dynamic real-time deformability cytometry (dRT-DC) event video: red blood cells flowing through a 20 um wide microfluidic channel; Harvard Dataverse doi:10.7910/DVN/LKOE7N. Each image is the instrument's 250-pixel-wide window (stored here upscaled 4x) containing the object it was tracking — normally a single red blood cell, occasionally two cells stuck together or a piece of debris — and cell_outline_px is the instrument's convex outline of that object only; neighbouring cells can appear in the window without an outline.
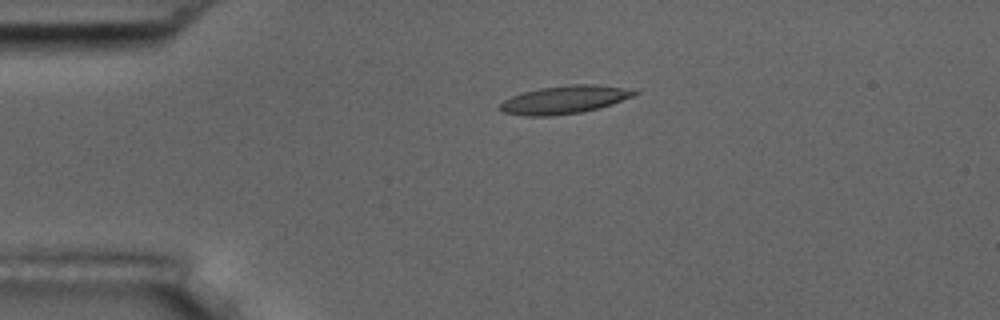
{"species": "common noctule bat (a hibernating species)", "species_latin": "Nyctalus noctula", "temperature_condition": "room temperature", "stored_images_in_passage": 2, "camera_frame_rate_fps": 3000, "um_per_image_px": 0.085, "animal": {"sex": "male", "body_mass_g": 17.5, "forearm_length_mm": 52.3}, "frame": {"image": 1, "passage_image": 1, "time_ms": 0.0, "image_size_px": [1000, 320], "cell_outline_px": [[640, 92], [632, 96], [612, 104], [580, 112], [552, 116], [524, 116], [504, 112], [496, 108], [504, 100], [512, 96], [524, 92], [540, 88], [568, 84], [596, 84], [620, 88]], "centroid_in_image_um": [47.9, 8.48], "position_along_channel_um": 37.1, "area_um2": 21.68}}